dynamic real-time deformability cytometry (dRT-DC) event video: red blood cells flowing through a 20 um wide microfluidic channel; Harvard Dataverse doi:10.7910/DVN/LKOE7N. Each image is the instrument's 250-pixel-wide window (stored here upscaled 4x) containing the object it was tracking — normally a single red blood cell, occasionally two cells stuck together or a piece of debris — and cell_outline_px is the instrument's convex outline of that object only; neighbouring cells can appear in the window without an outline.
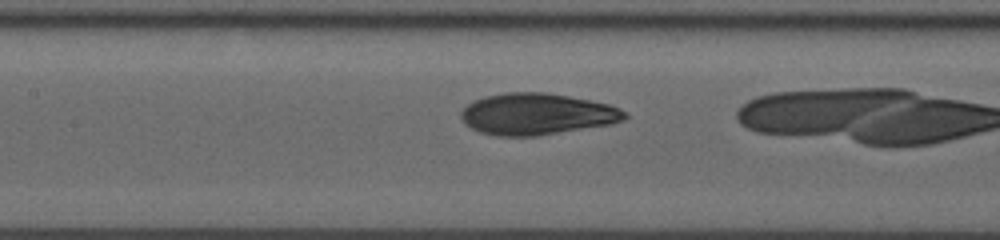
{"species": "human", "species_latin": "Homo sapiens", "temperature_condition": "room temperature", "stored_images_in_passage": 33, "camera_frame_rate_fps": 3000, "um_per_image_px": 0.085, "donor": {"sex": "male"}, "frame": {"image": 1, "passage_image": 20, "time_ms": 6.333, "image_size_px": [1000, 240], "cell_outline_px": [[628, 116], [624, 120], [612, 124], [536, 136], [496, 136], [480, 132], [472, 128], [460, 116], [460, 112], [468, 104], [484, 96], [504, 92], [548, 92], [608, 104], [620, 108], [628, 112]], "centroid_in_image_um": [45.66, 9.69], "position_along_channel_um": 161.7, "area_um2": 39.59}}
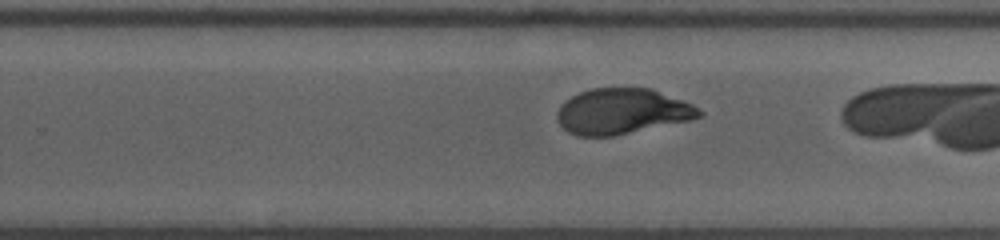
{"frame": {"image": 2, "passage_image": 29, "time_ms": 9.333, "image_size_px": [1000, 240], "cell_outline_px": [[704, 116], [688, 120], [612, 136], [576, 136], [568, 132], [560, 124], [556, 116], [556, 112], [560, 104], [564, 100], [580, 92], [592, 88], [652, 88], [692, 104], [704, 112]], "centroid_in_image_um": [52.85, 9.46], "position_along_channel_um": 276.9, "area_um2": 37.69}}